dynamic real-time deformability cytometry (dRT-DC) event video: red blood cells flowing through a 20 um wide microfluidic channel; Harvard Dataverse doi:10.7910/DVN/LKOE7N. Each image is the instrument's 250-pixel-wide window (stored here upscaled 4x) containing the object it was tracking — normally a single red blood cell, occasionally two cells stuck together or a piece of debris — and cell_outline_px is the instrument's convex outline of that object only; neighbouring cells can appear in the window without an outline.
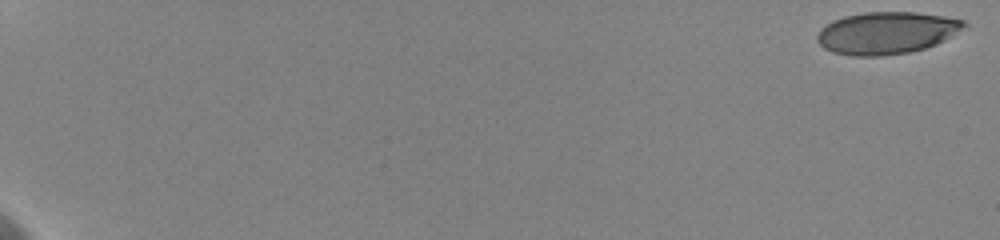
{"species": "human", "species_latin": "Homo sapiens", "temperature_condition": "cold", "stored_images_in_passage": 46, "camera_frame_rate_fps": 3000, "um_per_image_px": 0.085, "donor": {"sex": "female"}, "frame": {"image": 1, "passage_image": 1, "time_ms": 0.0, "image_size_px": [1000, 240], "cell_outline_px": [[968, 24], [944, 40], [936, 44], [924, 48], [908, 52], [880, 56], [852, 56], [832, 52], [824, 48], [816, 40], [816, 36], [820, 28], [832, 20], [844, 16], [864, 12], [916, 12], [944, 16], [964, 20]], "centroid_in_image_um": [75.31, 2.79], "position_along_channel_um": 9.7, "area_um2": 36.07}}
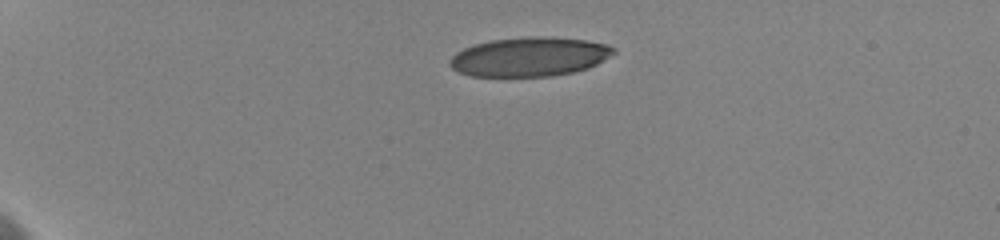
{"frame": {"image": 2, "passage_image": 29, "time_ms": 5.0, "image_size_px": [1000, 240], "cell_outline_px": [[616, 52], [596, 64], [588, 68], [572, 72], [548, 76], [472, 76], [460, 72], [452, 68], [448, 64], [448, 60], [456, 52], [472, 44], [492, 40], [532, 36], [552, 36], [584, 40], [608, 44], [616, 48]], "centroid_in_image_um": [45.0, 4.81], "position_along_channel_um": 40.0, "area_um2": 37.45}}